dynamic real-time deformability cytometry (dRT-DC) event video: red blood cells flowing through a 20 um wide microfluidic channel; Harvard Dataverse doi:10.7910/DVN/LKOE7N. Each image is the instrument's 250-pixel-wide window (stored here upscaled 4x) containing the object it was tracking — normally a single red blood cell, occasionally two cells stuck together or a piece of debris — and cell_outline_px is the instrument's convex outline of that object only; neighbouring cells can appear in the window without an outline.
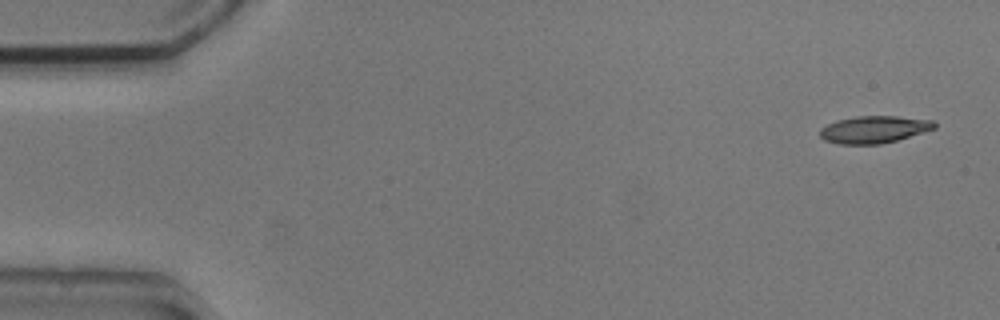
{"species": "common noctule bat (a hibernating species)", "species_latin": "Nyctalus noctula", "temperature_condition": "cold", "stored_images_in_passage": 52, "camera_frame_rate_fps": 3000, "um_per_image_px": 0.085, "animal": {"sex": "male", "body_mass_g": 20.5, "forearm_length_mm": 52.5}, "frame": {"image": 1, "passage_image": 1, "time_ms": 0.0, "image_size_px": [1000, 320], "cell_outline_px": [[936, 128], [896, 140], [880, 144], [840, 144], [824, 140], [820, 136], [820, 128], [836, 120], [856, 116], [896, 116], [932, 120], [936, 124]], "centroid_in_image_um": [74.27, 11.0], "position_along_channel_um": 10.7, "area_um2": 18.03}}
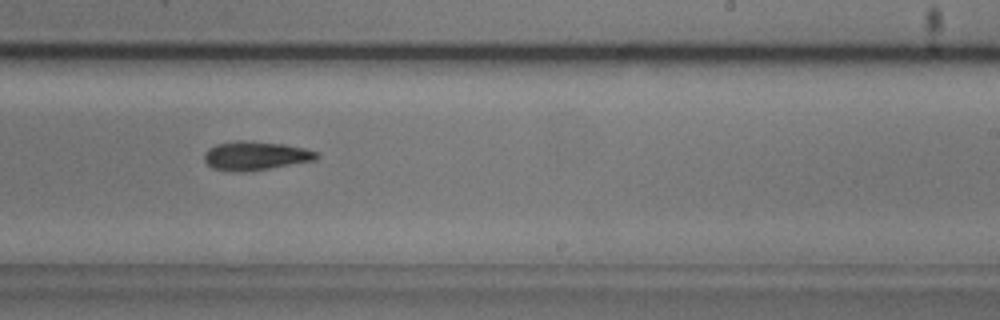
{"frame": {"image": 2, "passage_image": 31, "time_ms": 10.0, "image_size_px": [1000, 320], "cell_outline_px": [[320, 156], [316, 160], [244, 172], [232, 172], [212, 168], [204, 160], [204, 152], [208, 148], [216, 144], [236, 140], [252, 140], [284, 144], [304, 148], [316, 152]], "centroid_in_image_um": [21.68, 13.23], "position_along_channel_um": 267.3, "area_um2": 19.02}}
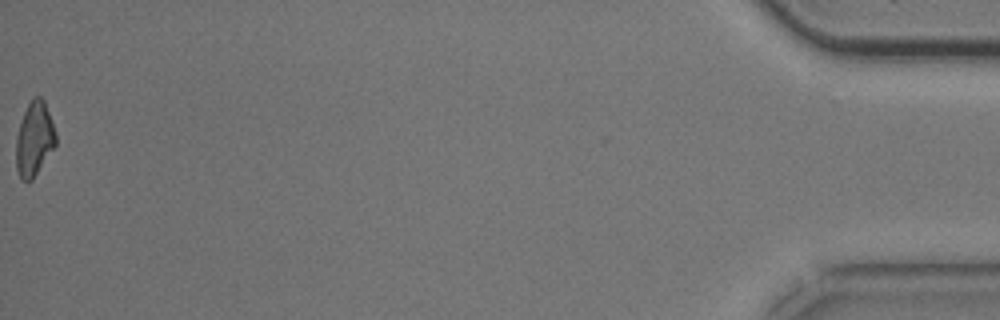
{"frame": {"image": 3, "passage_image": 52, "time_ms": 17.0, "image_size_px": [1000, 320], "cell_outline_px": [[56, 144], [32, 180], [20, 180], [16, 168], [16, 136], [24, 112], [32, 96], [40, 96], [44, 100], [52, 120], [56, 132]], "centroid_in_image_um": [2.91, 11.8], "position_along_channel_um": 432.3, "area_um2": 17.17}, "authors_computed_cell_mechanics": {"area_um2": 18.2648, "velocity_mm_per_s": 3.797, "shape_relaxation_time_tau1_ms": 3.2156, "shape_relaxation_time_tau2_ms": null, "deformation_change_tau1": 0.1107, "deformation_change_tau2": null}}